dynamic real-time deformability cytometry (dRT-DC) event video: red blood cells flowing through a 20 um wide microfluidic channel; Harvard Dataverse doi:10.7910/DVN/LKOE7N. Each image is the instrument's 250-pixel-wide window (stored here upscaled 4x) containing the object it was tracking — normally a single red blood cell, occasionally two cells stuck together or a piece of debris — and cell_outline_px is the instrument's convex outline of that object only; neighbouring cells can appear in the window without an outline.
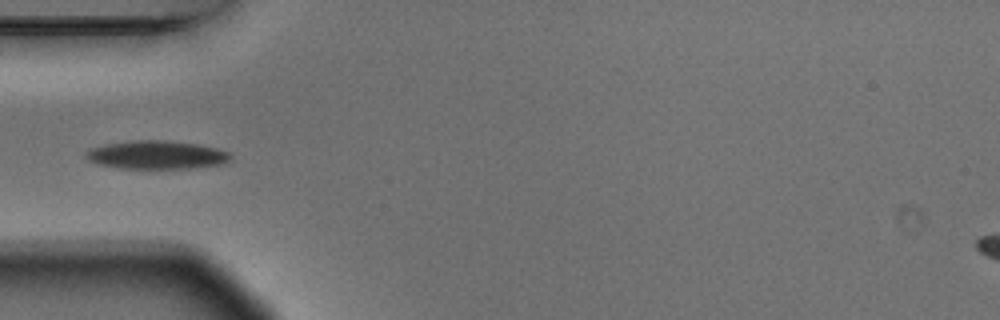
{"species": "Egyptian fruit bat (a non-hibernating species)", "species_latin": "Rousettus aegyptiacus", "temperature_condition": "warm", "stored_images_in_passage": 7, "camera_frame_rate_fps": 3000, "um_per_image_px": 0.085, "animal": {"sex": "male"}, "frame": {"image": 1, "passage_image": 5, "time_ms": 1.333, "image_size_px": [1000, 320], "cell_outline_px": [[232, 156], [228, 160], [220, 164], [196, 168], [116, 168], [96, 164], [88, 160], [84, 156], [84, 152], [88, 148], [104, 144], [132, 140], [164, 140], [200, 144], [216, 148], [228, 152]], "centroid_in_image_um": [13.23, 13.16], "position_along_channel_um": 71.8, "area_um2": 24.16}}
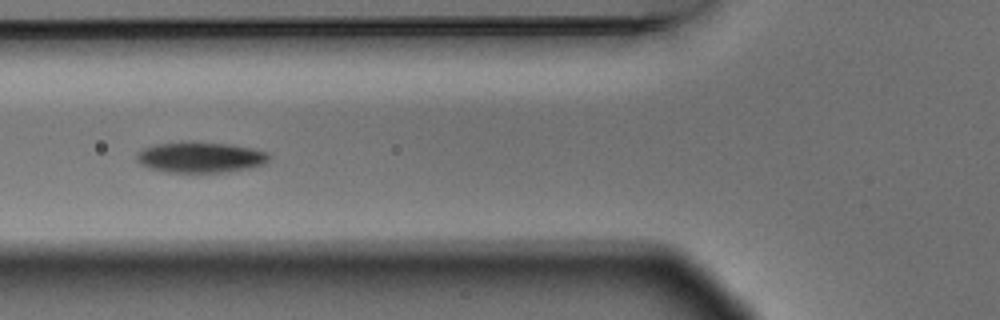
{"frame": {"image": 2, "passage_image": 6, "time_ms": 1.667, "image_size_px": [1000, 320], "cell_outline_px": [[268, 160], [264, 164], [248, 168], [228, 172], [168, 172], [148, 168], [140, 164], [136, 160], [136, 152], [144, 148], [156, 144], [228, 144], [252, 148], [268, 152]], "centroid_in_image_um": [17.02, 13.41], "position_along_channel_um": 108.8, "area_um2": 22.95}}
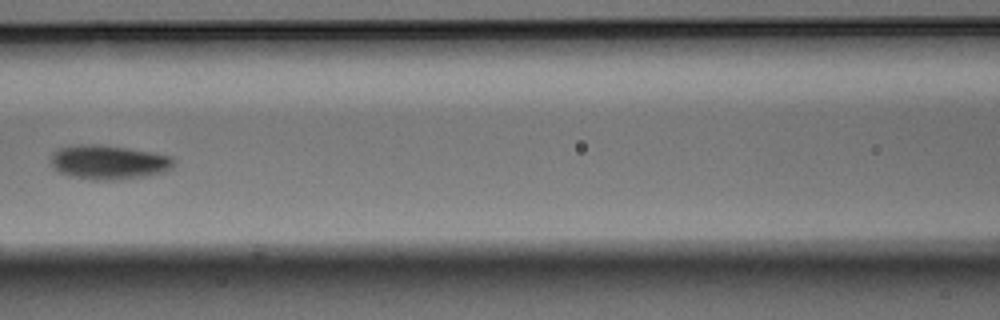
{"frame": {"image": 3, "passage_image": 7, "time_ms": 2.0, "image_size_px": [1000, 320], "cell_outline_px": [[176, 164], [168, 172], [144, 176], [116, 180], [92, 180], [68, 176], [60, 172], [52, 164], [52, 152], [56, 148], [80, 144], [96, 144], [128, 148], [152, 152], [172, 156], [176, 160]], "centroid_in_image_um": [9.28, 13.79], "position_along_channel_um": 157.3, "area_um2": 24.85}}